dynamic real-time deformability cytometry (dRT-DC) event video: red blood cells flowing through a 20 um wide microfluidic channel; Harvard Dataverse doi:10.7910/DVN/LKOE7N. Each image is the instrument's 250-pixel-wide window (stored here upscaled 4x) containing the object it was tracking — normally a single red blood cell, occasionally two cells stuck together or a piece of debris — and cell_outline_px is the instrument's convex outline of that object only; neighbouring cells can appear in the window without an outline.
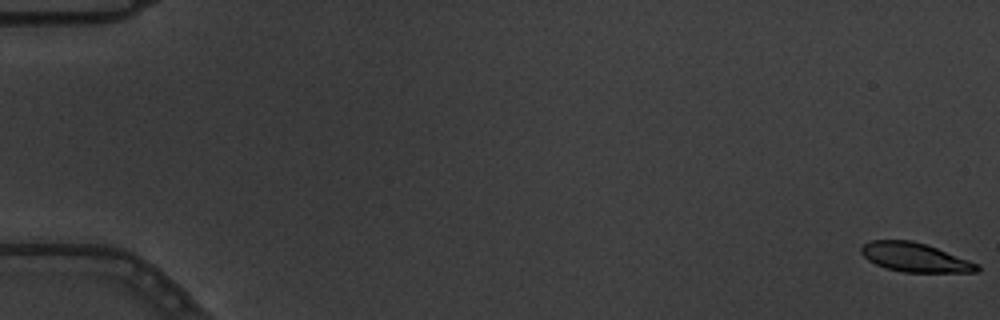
{"species": "common noctule bat (a hibernating species)", "species_latin": "Nyctalus noctula", "temperature_condition": "warm", "stored_images_in_passage": 7, "camera_frame_rate_fps": 3000, "um_per_image_px": 0.085, "animal": {"sex": "male", "body_mass_g": 19.5, "forearm_length_mm": 54.6}, "frame": {"image": 1, "passage_image": 1, "time_ms": 0.0, "image_size_px": [1000, 320], "cell_outline_px": [[980, 268], [976, 272], [904, 272], [884, 268], [868, 260], [860, 252], [860, 248], [864, 244], [872, 240], [912, 240], [936, 248], [980, 264]], "centroid_in_image_um": [77.75, 21.88], "position_along_channel_um": 7.2, "area_um2": 19.48}}